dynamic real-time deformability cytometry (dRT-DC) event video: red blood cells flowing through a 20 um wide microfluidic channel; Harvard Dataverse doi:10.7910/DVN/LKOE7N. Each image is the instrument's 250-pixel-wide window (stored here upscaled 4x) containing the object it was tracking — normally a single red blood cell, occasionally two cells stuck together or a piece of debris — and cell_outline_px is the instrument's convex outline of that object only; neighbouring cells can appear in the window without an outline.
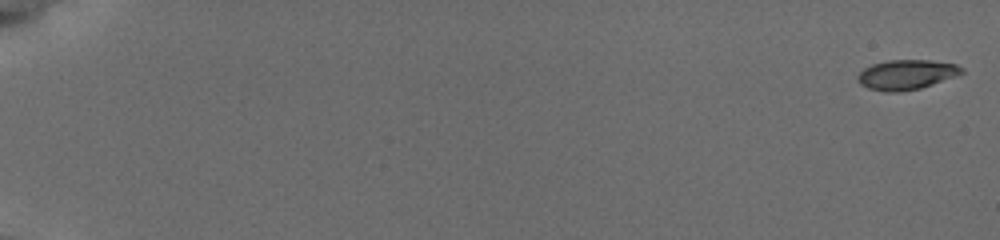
{"species": "common noctule bat (a hibernating species)", "species_latin": "Nyctalus noctula", "temperature_condition": "cold", "stored_images_in_passage": 30, "camera_frame_rate_fps": 3000, "um_per_image_px": 0.085, "animal": {"sex": "female", "body_mass_g": 19.5, "forearm_length_mm": 54.1}, "frame": {"image": 1, "passage_image": 1, "time_ms": 0.0, "image_size_px": [1000, 240], "cell_outline_px": [[964, 72], [956, 76], [920, 88], [900, 92], [884, 92], [868, 88], [860, 84], [856, 76], [864, 68], [872, 64], [888, 60], [928, 60], [956, 64], [964, 68]], "centroid_in_image_um": [77.03, 6.34], "position_along_channel_um": 8.0, "area_um2": 18.09}}
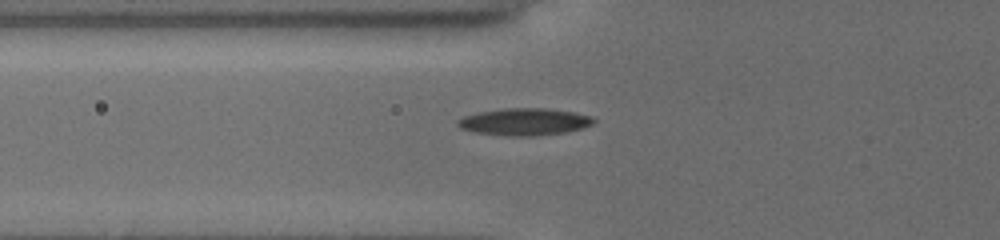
{"frame": {"image": 2, "passage_image": 18, "time_ms": 7.333, "image_size_px": [1000, 240], "cell_outline_px": [[596, 120], [592, 124], [580, 128], [564, 132], [532, 136], [508, 136], [476, 132], [460, 128], [456, 124], [456, 120], [464, 116], [476, 112], [504, 108], [548, 108], [572, 112], [592, 116]], "centroid_in_image_um": [44.53, 10.34], "position_along_channel_um": 81.3, "area_um2": 21.44}}
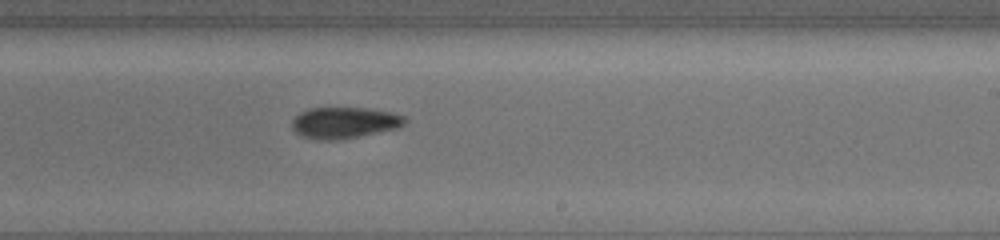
{"frame": {"image": 3, "passage_image": 30, "time_ms": 12.0, "image_size_px": [1000, 240], "cell_outline_px": [[408, 120], [400, 128], [340, 140], [320, 140], [304, 136], [296, 132], [292, 128], [292, 120], [300, 112], [308, 108], [368, 108], [392, 112], [404, 116]], "centroid_in_image_um": [29.31, 10.43], "position_along_channel_um": 259.7, "area_um2": 20.69}}